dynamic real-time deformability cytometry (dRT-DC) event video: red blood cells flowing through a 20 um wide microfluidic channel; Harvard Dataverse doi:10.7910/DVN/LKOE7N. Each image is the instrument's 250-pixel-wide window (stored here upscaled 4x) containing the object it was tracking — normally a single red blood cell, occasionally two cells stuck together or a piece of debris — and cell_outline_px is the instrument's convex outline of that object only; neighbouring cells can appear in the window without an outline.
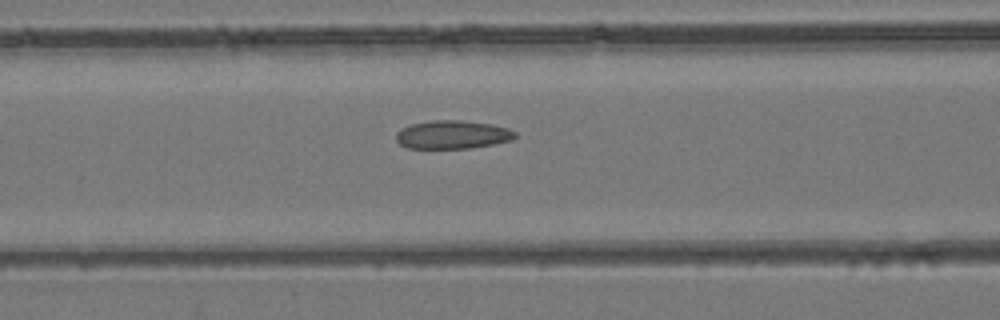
{"species": "common noctule bat (a hibernating species)", "species_latin": "Nyctalus noctula", "temperature_condition": "room temperature", "stored_images_in_passage": 36, "camera_frame_rate_fps": 3000, "um_per_image_px": 0.085, "animal": {"sex": "female", "body_mass_g": 24.6, "forearm_length_mm": 56.2}, "frame": {"image": 1, "passage_image": 8, "time_ms": 2.333, "image_size_px": [1000, 320], "cell_outline_px": [[516, 136], [512, 140], [472, 148], [408, 148], [400, 144], [396, 140], [396, 132], [400, 128], [412, 124], [432, 120], [464, 120], [492, 124], [508, 128], [516, 132]], "centroid_in_image_um": [38.46, 11.44], "position_along_channel_um": 128.1, "area_um2": 19.77}}
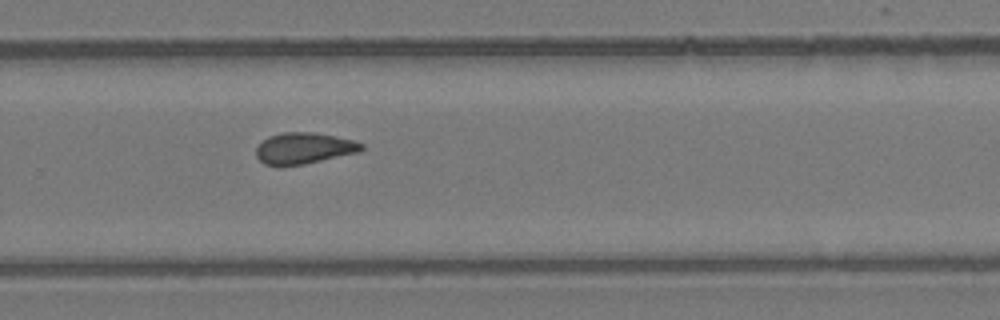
{"frame": {"image": 2, "passage_image": 20, "time_ms": 6.333, "image_size_px": [1000, 320], "cell_outline_px": [[364, 148], [360, 152], [304, 164], [280, 168], [276, 168], [264, 164], [256, 156], [256, 148], [268, 136], [280, 132], [312, 132], [336, 136], [352, 140], [364, 144]], "centroid_in_image_um": [25.8, 12.62], "position_along_channel_um": 304.0, "area_um2": 19.59}}
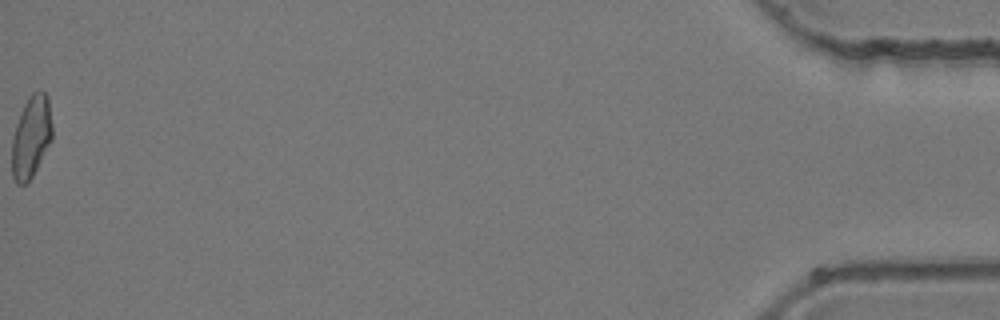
{"frame": {"image": 3, "passage_image": 36, "time_ms": 11.667, "image_size_px": [1000, 320], "cell_outline_px": [[52, 140], [32, 176], [24, 184], [16, 184], [12, 176], [12, 136], [20, 112], [28, 96], [32, 92], [44, 92], [48, 96], [52, 124]], "centroid_in_image_um": [2.64, 11.61], "position_along_channel_um": 432.6, "area_um2": 19.31}}